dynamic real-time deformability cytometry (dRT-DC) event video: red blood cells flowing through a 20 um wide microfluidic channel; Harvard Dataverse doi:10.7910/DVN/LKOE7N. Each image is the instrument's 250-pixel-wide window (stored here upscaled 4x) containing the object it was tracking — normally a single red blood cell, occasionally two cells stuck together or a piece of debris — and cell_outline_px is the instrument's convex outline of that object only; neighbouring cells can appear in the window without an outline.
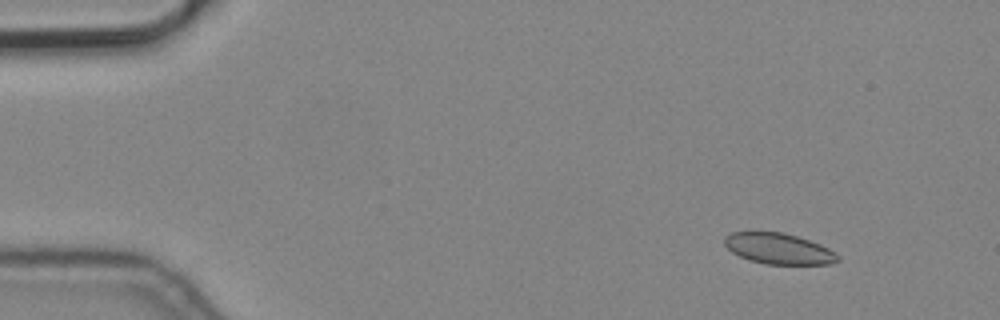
{"species": "common noctule bat (a hibernating species)", "species_latin": "Nyctalus noctula", "temperature_condition": "cold", "stored_images_in_passage": 4, "camera_frame_rate_fps": 3000, "um_per_image_px": 0.085, "animal": {"sex": "male", "body_mass_g": 19.2, "forearm_length_mm": 51.8}, "frame": {"image": 1, "passage_image": 1, "time_ms": 0.0, "image_size_px": [1000, 320], "cell_outline_px": [[840, 260], [832, 264], [764, 264], [748, 260], [732, 252], [724, 244], [724, 236], [732, 232], [784, 232], [820, 244], [828, 248], [840, 256]], "centroid_in_image_um": [66.18, 21.14], "position_along_channel_um": 18.8, "area_um2": 20.4}}
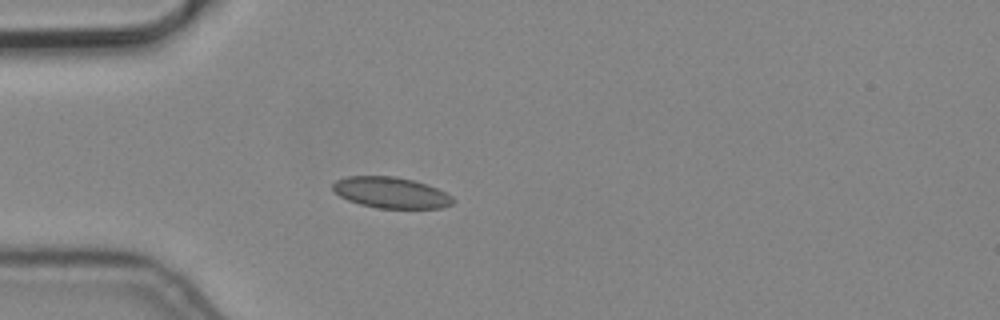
{"frame": {"image": 2, "passage_image": 3, "time_ms": 0.667, "image_size_px": [1000, 320], "cell_outline_px": [[456, 200], [452, 204], [440, 208], [376, 208], [360, 204], [348, 200], [340, 196], [332, 188], [332, 184], [336, 180], [348, 176], [396, 176], [428, 184], [452, 196]], "centroid_in_image_um": [33.24, 16.37], "position_along_channel_um": 51.8, "area_um2": 21.73}}